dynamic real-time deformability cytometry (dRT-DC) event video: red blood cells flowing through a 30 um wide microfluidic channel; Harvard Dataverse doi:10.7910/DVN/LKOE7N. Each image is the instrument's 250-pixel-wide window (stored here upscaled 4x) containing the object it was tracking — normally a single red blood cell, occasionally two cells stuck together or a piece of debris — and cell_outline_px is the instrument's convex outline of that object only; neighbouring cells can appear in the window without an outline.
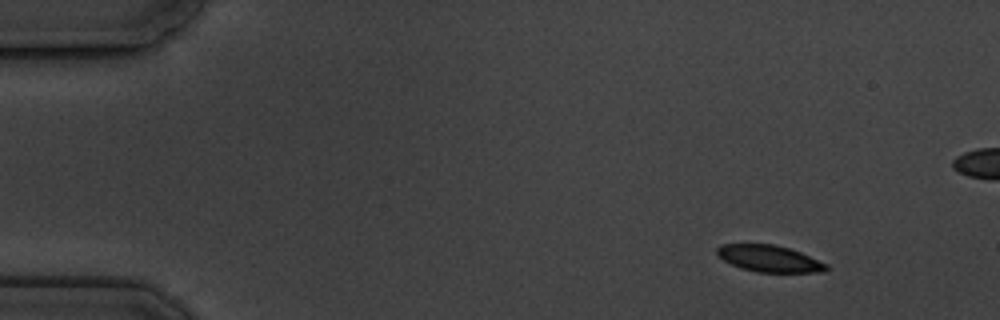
{"species": "common noctule bat (a hibernating species)", "species_latin": "Nyctalus noctula", "temperature_condition": "cold", "stored_images_in_passage": 15, "camera_frame_rate_fps": 3000, "um_per_image_px": 0.085, "animal": {"sex": "male", "body_mass_g": 19.5, "forearm_length_mm": 54.6}, "frame": {"image": 1, "passage_image": 1, "time_ms": 0.0, "image_size_px": [1000, 320], "cell_outline_px": [[828, 268], [824, 272], [756, 272], [740, 268], [724, 260], [716, 252], [716, 248], [720, 244], [772, 244], [788, 248], [800, 252], [828, 264]], "centroid_in_image_um": [65.39, 21.98], "position_along_channel_um": 19.6, "area_um2": 16.88}, "authors_computed_cell_mechanics": {"area_um2": 18.6116, "velocity_mm_per_s": 3.4499, "shape_relaxation_time_tau1_ms": 6.1158, "shape_relaxation_time_tau2_ms": null, "deformation_change_tau1": 0.1473, "deformation_change_tau2": null}}